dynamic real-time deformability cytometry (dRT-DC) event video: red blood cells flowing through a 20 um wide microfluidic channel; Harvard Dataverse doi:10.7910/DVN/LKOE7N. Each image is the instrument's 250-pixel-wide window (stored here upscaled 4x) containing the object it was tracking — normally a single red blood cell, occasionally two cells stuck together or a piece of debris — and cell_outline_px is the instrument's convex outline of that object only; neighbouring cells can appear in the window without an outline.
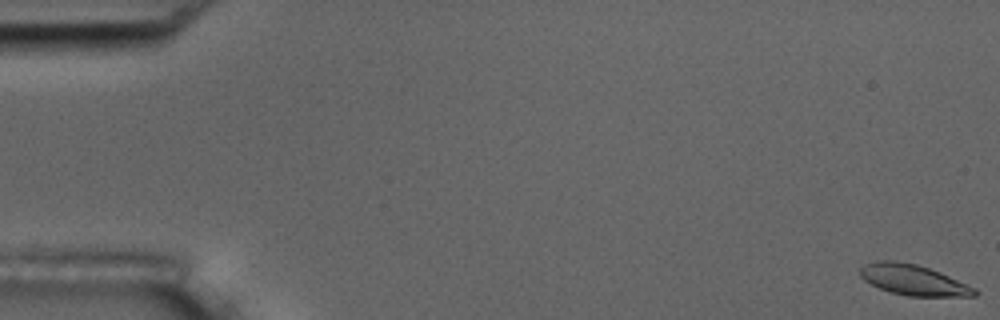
{"species": "common noctule bat (a hibernating species)", "species_latin": "Nyctalus noctula", "temperature_condition": "room temperature", "stored_images_in_passage": 58, "camera_frame_rate_fps": 3000, "um_per_image_px": 0.085, "animal": {"sex": "male", "body_mass_g": 17.5, "forearm_length_mm": 52.3}, "frame": {"image": 1, "passage_image": 1, "time_ms": 0.0, "image_size_px": [1000, 320], "cell_outline_px": [[980, 292], [976, 296], [908, 296], [892, 292], [880, 288], [864, 280], [860, 276], [860, 268], [864, 264], [880, 260], [896, 260], [916, 264], [940, 272], [976, 288]], "centroid_in_image_um": [77.65, 23.79], "position_along_channel_um": 7.3, "area_um2": 20.35}}
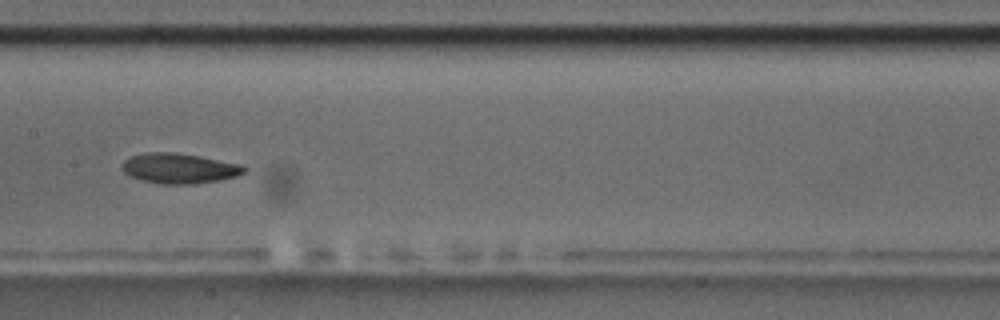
{"frame": {"image": 2, "passage_image": 29, "time_ms": 9.333, "image_size_px": [1000, 320], "cell_outline_px": [[248, 168], [244, 172], [236, 176], [220, 180], [188, 184], [160, 184], [128, 176], [120, 168], [124, 160], [132, 156], [148, 152], [172, 152], [200, 156], [244, 164]], "centroid_in_image_um": [15.25, 14.3], "position_along_channel_um": 192.1, "area_um2": 21.56}}
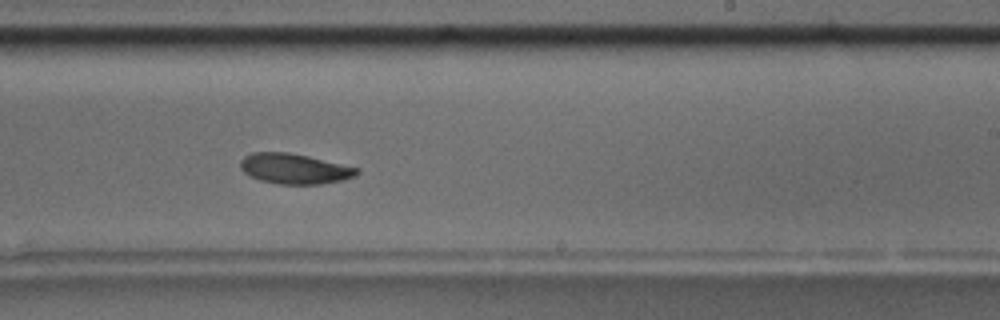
{"frame": {"image": 3, "passage_image": 35, "time_ms": 11.333, "image_size_px": [1000, 320], "cell_outline_px": [[360, 172], [356, 176], [344, 180], [320, 184], [280, 184], [260, 180], [244, 172], [240, 168], [240, 160], [244, 156], [252, 152], [288, 152], [308, 156], [360, 168]], "centroid_in_image_um": [25.05, 14.34], "position_along_channel_um": 263.9, "area_um2": 20.63}, "authors_computed_cell_mechanics": {"area_um2": 20.7791, "velocity_mm_per_s": 3.6004, "shape_relaxation_time_tau1_ms": 5.4839, "shape_relaxation_time_tau2_ms": null, "deformation_change_tau1": 0.1317, "deformation_change_tau2": null}}